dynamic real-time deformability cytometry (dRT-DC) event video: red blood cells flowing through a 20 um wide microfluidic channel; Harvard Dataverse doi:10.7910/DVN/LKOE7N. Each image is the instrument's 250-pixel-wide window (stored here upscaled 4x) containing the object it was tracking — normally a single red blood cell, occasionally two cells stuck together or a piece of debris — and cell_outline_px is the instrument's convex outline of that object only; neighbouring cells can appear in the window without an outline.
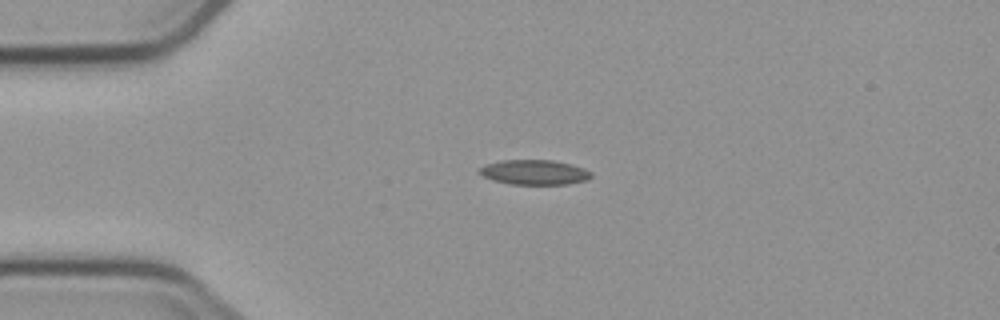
{"species": "common noctule bat (a hibernating species)", "species_latin": "Nyctalus noctula", "temperature_condition": "cold", "stored_images_in_passage": 4, "camera_frame_rate_fps": 3000, "um_per_image_px": 0.085, "animal": {"sex": "male", "body_mass_g": 23.1, "forearm_length_mm": 52.7}, "frame": {"image": 1, "passage_image": 1, "time_ms": 0.0, "image_size_px": [1000, 320], "cell_outline_px": [[592, 176], [588, 180], [568, 184], [512, 184], [492, 180], [476, 172], [484, 164], [500, 160], [552, 160], [572, 164], [584, 168], [592, 172]], "centroid_in_image_um": [45.42, 14.64], "position_along_channel_um": 39.6, "area_um2": 16.36}}
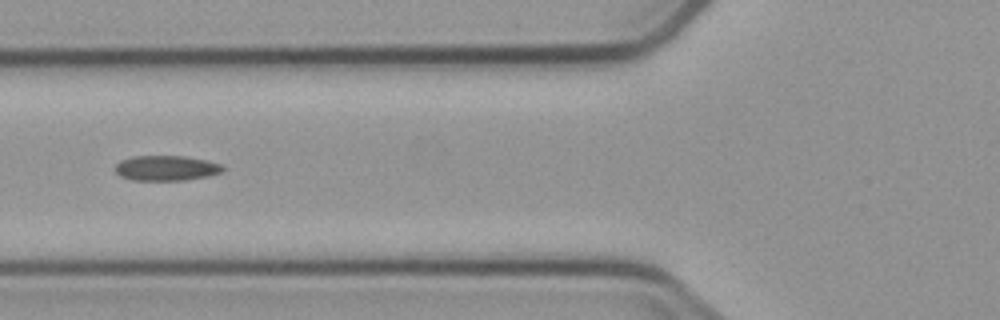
{"frame": {"image": 2, "passage_image": 3, "time_ms": 2.667, "image_size_px": [1000, 320], "cell_outline_px": [[224, 172], [208, 176], [184, 180], [132, 180], [120, 176], [116, 172], [116, 164], [120, 160], [132, 156], [184, 156], [208, 160], [220, 164], [224, 168]], "centroid_in_image_um": [14.14, 14.28], "position_along_channel_um": 111.7, "area_um2": 15.84}}
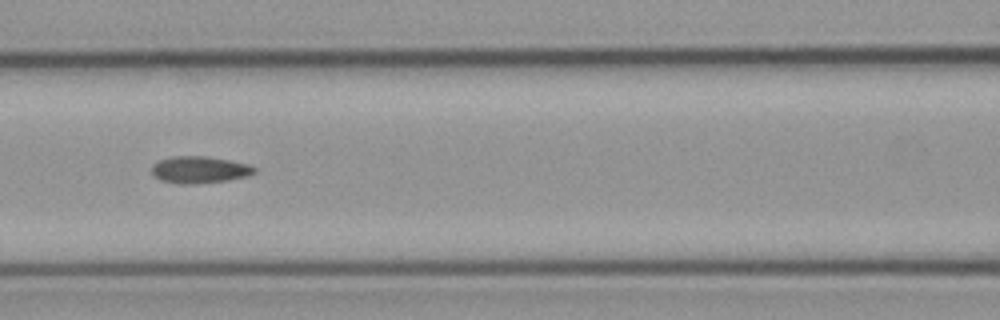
{"frame": {"image": 3, "passage_image": 4, "time_ms": 3.667, "image_size_px": [1000, 320], "cell_outline_px": [[256, 172], [248, 176], [228, 180], [196, 184], [180, 184], [160, 180], [152, 176], [152, 164], [160, 160], [172, 156], [204, 156], [228, 160], [248, 164], [256, 168]], "centroid_in_image_um": [16.94, 14.43], "position_along_channel_um": 149.7, "area_um2": 16.18}}